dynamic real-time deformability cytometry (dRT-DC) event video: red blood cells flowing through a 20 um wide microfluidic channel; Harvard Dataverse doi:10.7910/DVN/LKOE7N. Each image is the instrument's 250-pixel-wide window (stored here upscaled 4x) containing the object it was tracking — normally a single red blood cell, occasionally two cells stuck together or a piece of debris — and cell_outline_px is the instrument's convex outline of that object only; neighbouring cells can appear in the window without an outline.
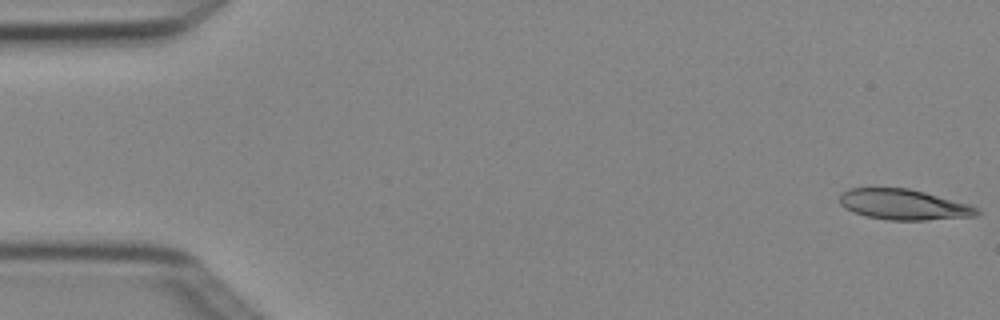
{"species": "Egyptian fruit bat (a non-hibernating species)", "species_latin": "Rousettus aegyptiacus", "temperature_condition": "cold", "stored_images_in_passage": 7, "camera_frame_rate_fps": 3000, "um_per_image_px": 0.085, "animal": {"sex": "female"}, "frame": {"image": 1, "passage_image": 1, "time_ms": 0.0, "image_size_px": [1000, 320], "cell_outline_px": [[980, 212], [976, 216], [924, 220], [888, 220], [864, 216], [852, 212], [840, 204], [840, 192], [848, 188], [908, 188], [924, 192], [968, 204], [980, 208]], "centroid_in_image_um": [76.78, 17.39], "position_along_channel_um": 8.2, "area_um2": 24.45}}
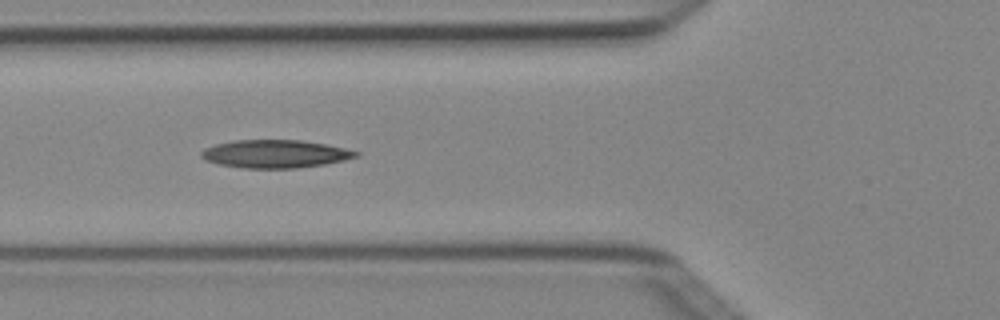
{"frame": {"image": 2, "passage_image": 5, "time_ms": 1.333, "image_size_px": [1000, 320], "cell_outline_px": [[360, 156], [344, 160], [324, 164], [296, 168], [244, 168], [220, 164], [204, 160], [200, 156], [200, 152], [204, 148], [216, 144], [232, 140], [300, 140], [324, 144], [344, 148], [360, 152]], "centroid_in_image_um": [23.37, 13.08], "position_along_channel_um": 102.4, "area_um2": 25.2}}
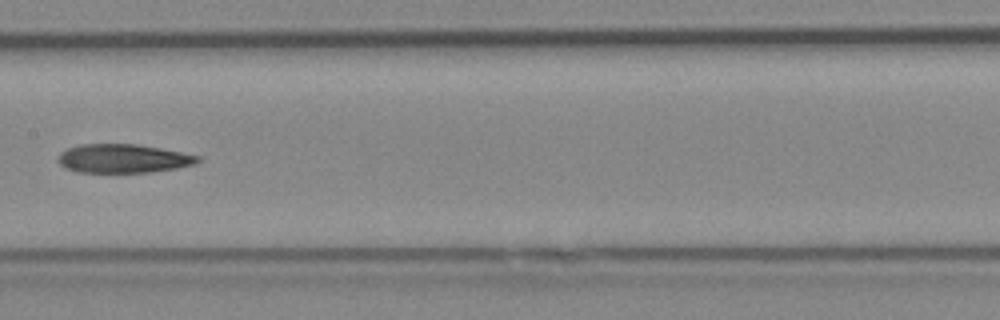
{"frame": {"image": 3, "passage_image": 7, "time_ms": 2.0, "image_size_px": [1000, 320], "cell_outline_px": [[200, 160], [196, 164], [176, 168], [152, 172], [76, 172], [64, 168], [56, 160], [60, 152], [68, 148], [80, 144], [136, 144], [160, 148], [200, 156]], "centroid_in_image_um": [10.43, 13.47], "position_along_channel_um": 197.0, "area_um2": 23.47}}